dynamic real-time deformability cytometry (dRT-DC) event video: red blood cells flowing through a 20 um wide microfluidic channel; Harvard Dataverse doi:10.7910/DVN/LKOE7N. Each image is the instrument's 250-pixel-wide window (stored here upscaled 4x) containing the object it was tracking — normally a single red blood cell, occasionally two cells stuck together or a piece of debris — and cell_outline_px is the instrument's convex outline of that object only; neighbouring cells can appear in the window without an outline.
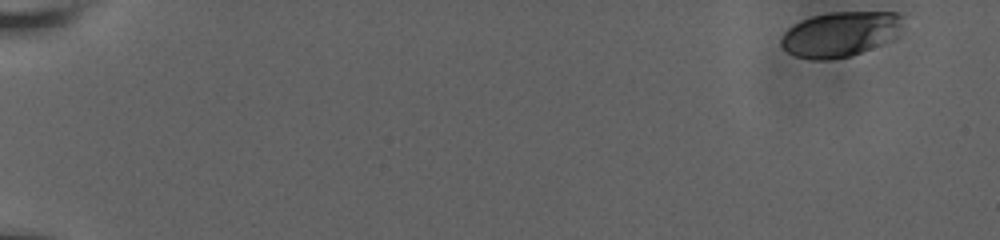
{"species": "human", "species_latin": "Homo sapiens", "temperature_condition": "room temperature", "stored_images_in_passage": 56, "camera_frame_rate_fps": 3000, "um_per_image_px": 0.085, "donor": {"sex": "male"}, "frame": {"image": 1, "passage_image": 1, "time_ms": 0.0, "image_size_px": [1000, 240], "cell_outline_px": [[900, 24], [896, 36], [880, 44], [860, 52], [848, 56], [828, 60], [816, 60], [796, 56], [788, 52], [780, 44], [780, 40], [784, 32], [792, 24], [800, 20], [812, 16], [832, 12], [900, 12]], "centroid_in_image_um": [71.35, 2.89], "position_along_channel_um": 13.7, "area_um2": 31.56}}
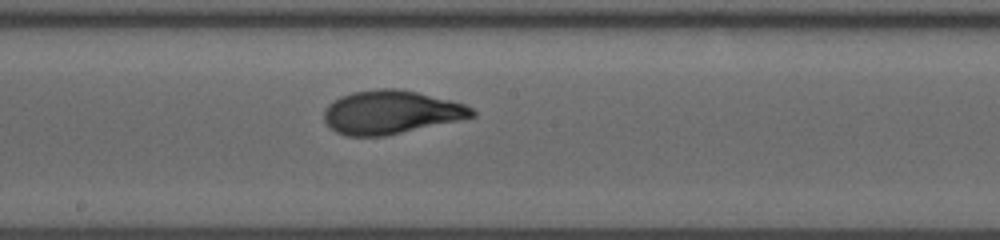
{"frame": {"image": 2, "passage_image": 32, "time_ms": 10.333, "image_size_px": [1000, 240], "cell_outline_px": [[476, 116], [460, 120], [384, 136], [348, 136], [336, 132], [324, 120], [324, 108], [328, 104], [340, 96], [352, 92], [376, 88], [396, 88], [416, 92], [464, 104], [472, 108], [476, 112]], "centroid_in_image_um": [33.21, 9.53], "position_along_channel_um": 215.0, "area_um2": 37.34}}
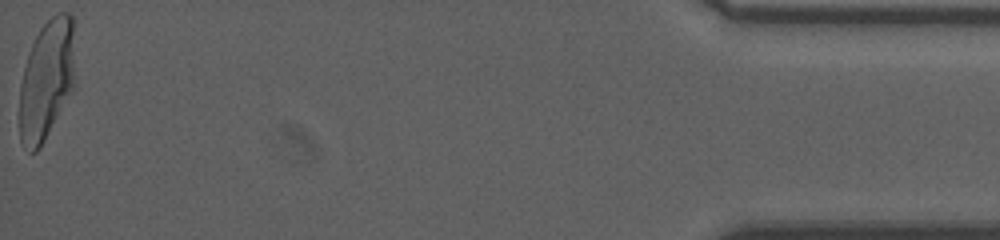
{"frame": {"image": 3, "passage_image": 56, "time_ms": 18.333, "image_size_px": [1000, 240], "cell_outline_px": [[72, 88], [40, 148], [36, 152], [28, 152], [20, 144], [20, 84], [28, 52], [40, 28], [56, 12], [68, 12], [72, 16]], "centroid_in_image_um": [3.89, 6.81], "position_along_channel_um": 431.3, "area_um2": 37.8}, "authors_computed_cell_mechanics": {"area_um2": 36.5585, "velocity_mm_per_s": 3.7718, "shape_relaxation_time_tau1_ms": 4.1516, "shape_relaxation_time_tau2_ms": null, "deformation_change_tau1": 0.1759, "deformation_change_tau2": null}}